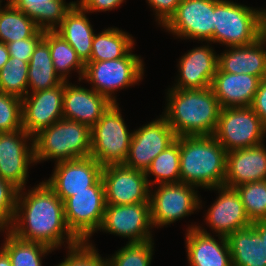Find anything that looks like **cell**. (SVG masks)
Instances as JSON below:
<instances>
[{
  "label": "cell",
  "instance_id": "cell-30",
  "mask_svg": "<svg viewBox=\"0 0 266 266\" xmlns=\"http://www.w3.org/2000/svg\"><path fill=\"white\" fill-rule=\"evenodd\" d=\"M134 37L117 27L95 34L89 61L114 60L124 57L135 46Z\"/></svg>",
  "mask_w": 266,
  "mask_h": 266
},
{
  "label": "cell",
  "instance_id": "cell-41",
  "mask_svg": "<svg viewBox=\"0 0 266 266\" xmlns=\"http://www.w3.org/2000/svg\"><path fill=\"white\" fill-rule=\"evenodd\" d=\"M146 2L155 14V21L162 27L175 13L181 0H146Z\"/></svg>",
  "mask_w": 266,
  "mask_h": 266
},
{
  "label": "cell",
  "instance_id": "cell-45",
  "mask_svg": "<svg viewBox=\"0 0 266 266\" xmlns=\"http://www.w3.org/2000/svg\"><path fill=\"white\" fill-rule=\"evenodd\" d=\"M10 55L5 43L0 41V69L3 68L4 64L9 60Z\"/></svg>",
  "mask_w": 266,
  "mask_h": 266
},
{
  "label": "cell",
  "instance_id": "cell-29",
  "mask_svg": "<svg viewBox=\"0 0 266 266\" xmlns=\"http://www.w3.org/2000/svg\"><path fill=\"white\" fill-rule=\"evenodd\" d=\"M43 39L48 43L50 56L56 73L63 80L68 82L72 71L78 73V81L83 82L82 78L85 71V64L77 56L76 51L70 44L55 30H45Z\"/></svg>",
  "mask_w": 266,
  "mask_h": 266
},
{
  "label": "cell",
  "instance_id": "cell-8",
  "mask_svg": "<svg viewBox=\"0 0 266 266\" xmlns=\"http://www.w3.org/2000/svg\"><path fill=\"white\" fill-rule=\"evenodd\" d=\"M155 187L154 190L150 189L149 196L153 228L167 227L203 208L195 186L180 182L158 184Z\"/></svg>",
  "mask_w": 266,
  "mask_h": 266
},
{
  "label": "cell",
  "instance_id": "cell-43",
  "mask_svg": "<svg viewBox=\"0 0 266 266\" xmlns=\"http://www.w3.org/2000/svg\"><path fill=\"white\" fill-rule=\"evenodd\" d=\"M266 127V77L261 79L258 90L250 106Z\"/></svg>",
  "mask_w": 266,
  "mask_h": 266
},
{
  "label": "cell",
  "instance_id": "cell-10",
  "mask_svg": "<svg viewBox=\"0 0 266 266\" xmlns=\"http://www.w3.org/2000/svg\"><path fill=\"white\" fill-rule=\"evenodd\" d=\"M65 221L71 232L88 242L98 232L105 212V187L102 178L87 191L75 193L64 202Z\"/></svg>",
  "mask_w": 266,
  "mask_h": 266
},
{
  "label": "cell",
  "instance_id": "cell-12",
  "mask_svg": "<svg viewBox=\"0 0 266 266\" xmlns=\"http://www.w3.org/2000/svg\"><path fill=\"white\" fill-rule=\"evenodd\" d=\"M35 164L34 137L24 129L0 133V178L24 189L29 167Z\"/></svg>",
  "mask_w": 266,
  "mask_h": 266
},
{
  "label": "cell",
  "instance_id": "cell-42",
  "mask_svg": "<svg viewBox=\"0 0 266 266\" xmlns=\"http://www.w3.org/2000/svg\"><path fill=\"white\" fill-rule=\"evenodd\" d=\"M126 0H77L76 3L88 14L117 9Z\"/></svg>",
  "mask_w": 266,
  "mask_h": 266
},
{
  "label": "cell",
  "instance_id": "cell-9",
  "mask_svg": "<svg viewBox=\"0 0 266 266\" xmlns=\"http://www.w3.org/2000/svg\"><path fill=\"white\" fill-rule=\"evenodd\" d=\"M213 136L229 152L265 143L266 127L250 106L222 108Z\"/></svg>",
  "mask_w": 266,
  "mask_h": 266
},
{
  "label": "cell",
  "instance_id": "cell-5",
  "mask_svg": "<svg viewBox=\"0 0 266 266\" xmlns=\"http://www.w3.org/2000/svg\"><path fill=\"white\" fill-rule=\"evenodd\" d=\"M265 8L229 0H214L213 44L226 47L250 45L263 36Z\"/></svg>",
  "mask_w": 266,
  "mask_h": 266
},
{
  "label": "cell",
  "instance_id": "cell-25",
  "mask_svg": "<svg viewBox=\"0 0 266 266\" xmlns=\"http://www.w3.org/2000/svg\"><path fill=\"white\" fill-rule=\"evenodd\" d=\"M87 14L75 3L65 14L62 23L55 29L76 51L77 56L84 64L90 60L92 41L96 33Z\"/></svg>",
  "mask_w": 266,
  "mask_h": 266
},
{
  "label": "cell",
  "instance_id": "cell-48",
  "mask_svg": "<svg viewBox=\"0 0 266 266\" xmlns=\"http://www.w3.org/2000/svg\"><path fill=\"white\" fill-rule=\"evenodd\" d=\"M2 1H3V0H0V9L3 7V6H2Z\"/></svg>",
  "mask_w": 266,
  "mask_h": 266
},
{
  "label": "cell",
  "instance_id": "cell-15",
  "mask_svg": "<svg viewBox=\"0 0 266 266\" xmlns=\"http://www.w3.org/2000/svg\"><path fill=\"white\" fill-rule=\"evenodd\" d=\"M106 205L149 203L150 185L145 172L125 166L109 165L102 169Z\"/></svg>",
  "mask_w": 266,
  "mask_h": 266
},
{
  "label": "cell",
  "instance_id": "cell-27",
  "mask_svg": "<svg viewBox=\"0 0 266 266\" xmlns=\"http://www.w3.org/2000/svg\"><path fill=\"white\" fill-rule=\"evenodd\" d=\"M16 9L30 17L42 30H55L76 1L8 0Z\"/></svg>",
  "mask_w": 266,
  "mask_h": 266
},
{
  "label": "cell",
  "instance_id": "cell-44",
  "mask_svg": "<svg viewBox=\"0 0 266 266\" xmlns=\"http://www.w3.org/2000/svg\"><path fill=\"white\" fill-rule=\"evenodd\" d=\"M252 226L260 234L261 239L265 241L266 245V220L252 222Z\"/></svg>",
  "mask_w": 266,
  "mask_h": 266
},
{
  "label": "cell",
  "instance_id": "cell-16",
  "mask_svg": "<svg viewBox=\"0 0 266 266\" xmlns=\"http://www.w3.org/2000/svg\"><path fill=\"white\" fill-rule=\"evenodd\" d=\"M54 171L44 181L64 202L68 197L87 191L102 178L103 167L94 158H80L54 164Z\"/></svg>",
  "mask_w": 266,
  "mask_h": 266
},
{
  "label": "cell",
  "instance_id": "cell-33",
  "mask_svg": "<svg viewBox=\"0 0 266 266\" xmlns=\"http://www.w3.org/2000/svg\"><path fill=\"white\" fill-rule=\"evenodd\" d=\"M145 175L151 188L153 185L181 182L180 137L152 160ZM150 176H153L154 180H151Z\"/></svg>",
  "mask_w": 266,
  "mask_h": 266
},
{
  "label": "cell",
  "instance_id": "cell-7",
  "mask_svg": "<svg viewBox=\"0 0 266 266\" xmlns=\"http://www.w3.org/2000/svg\"><path fill=\"white\" fill-rule=\"evenodd\" d=\"M133 132L128 129L122 117L119 103H113L91 128L90 157L102 167L124 164Z\"/></svg>",
  "mask_w": 266,
  "mask_h": 266
},
{
  "label": "cell",
  "instance_id": "cell-1",
  "mask_svg": "<svg viewBox=\"0 0 266 266\" xmlns=\"http://www.w3.org/2000/svg\"><path fill=\"white\" fill-rule=\"evenodd\" d=\"M26 190H18L9 230L12 234L24 241L44 244L54 251L62 245L68 249L81 242L66 224L63 201L45 181Z\"/></svg>",
  "mask_w": 266,
  "mask_h": 266
},
{
  "label": "cell",
  "instance_id": "cell-20",
  "mask_svg": "<svg viewBox=\"0 0 266 266\" xmlns=\"http://www.w3.org/2000/svg\"><path fill=\"white\" fill-rule=\"evenodd\" d=\"M188 266H232L231 252L225 236L218 239L203 225H188L185 232Z\"/></svg>",
  "mask_w": 266,
  "mask_h": 266
},
{
  "label": "cell",
  "instance_id": "cell-47",
  "mask_svg": "<svg viewBox=\"0 0 266 266\" xmlns=\"http://www.w3.org/2000/svg\"><path fill=\"white\" fill-rule=\"evenodd\" d=\"M263 37L266 39V17L263 22Z\"/></svg>",
  "mask_w": 266,
  "mask_h": 266
},
{
  "label": "cell",
  "instance_id": "cell-17",
  "mask_svg": "<svg viewBox=\"0 0 266 266\" xmlns=\"http://www.w3.org/2000/svg\"><path fill=\"white\" fill-rule=\"evenodd\" d=\"M64 82L22 99V128L32 137L63 118Z\"/></svg>",
  "mask_w": 266,
  "mask_h": 266
},
{
  "label": "cell",
  "instance_id": "cell-4",
  "mask_svg": "<svg viewBox=\"0 0 266 266\" xmlns=\"http://www.w3.org/2000/svg\"><path fill=\"white\" fill-rule=\"evenodd\" d=\"M91 128L77 121L60 119L34 136L35 162L90 157Z\"/></svg>",
  "mask_w": 266,
  "mask_h": 266
},
{
  "label": "cell",
  "instance_id": "cell-18",
  "mask_svg": "<svg viewBox=\"0 0 266 266\" xmlns=\"http://www.w3.org/2000/svg\"><path fill=\"white\" fill-rule=\"evenodd\" d=\"M188 50L177 62L176 83L170 88L201 90L211 87L218 68V55L210 42Z\"/></svg>",
  "mask_w": 266,
  "mask_h": 266
},
{
  "label": "cell",
  "instance_id": "cell-24",
  "mask_svg": "<svg viewBox=\"0 0 266 266\" xmlns=\"http://www.w3.org/2000/svg\"><path fill=\"white\" fill-rule=\"evenodd\" d=\"M218 67L232 74H250L260 79L266 77V39L245 46H232L218 55Z\"/></svg>",
  "mask_w": 266,
  "mask_h": 266
},
{
  "label": "cell",
  "instance_id": "cell-3",
  "mask_svg": "<svg viewBox=\"0 0 266 266\" xmlns=\"http://www.w3.org/2000/svg\"><path fill=\"white\" fill-rule=\"evenodd\" d=\"M227 151L212 136L180 137L181 183L201 189L224 186Z\"/></svg>",
  "mask_w": 266,
  "mask_h": 266
},
{
  "label": "cell",
  "instance_id": "cell-26",
  "mask_svg": "<svg viewBox=\"0 0 266 266\" xmlns=\"http://www.w3.org/2000/svg\"><path fill=\"white\" fill-rule=\"evenodd\" d=\"M232 266H266V245L252 225L227 237Z\"/></svg>",
  "mask_w": 266,
  "mask_h": 266
},
{
  "label": "cell",
  "instance_id": "cell-6",
  "mask_svg": "<svg viewBox=\"0 0 266 266\" xmlns=\"http://www.w3.org/2000/svg\"><path fill=\"white\" fill-rule=\"evenodd\" d=\"M132 50L134 47L122 58L88 61L82 80L91 84L93 90L112 103H117L116 92L132 87L144 78V61Z\"/></svg>",
  "mask_w": 266,
  "mask_h": 266
},
{
  "label": "cell",
  "instance_id": "cell-14",
  "mask_svg": "<svg viewBox=\"0 0 266 266\" xmlns=\"http://www.w3.org/2000/svg\"><path fill=\"white\" fill-rule=\"evenodd\" d=\"M176 138L167 120L160 115L157 119L134 130L124 165L145 172L152 160Z\"/></svg>",
  "mask_w": 266,
  "mask_h": 266
},
{
  "label": "cell",
  "instance_id": "cell-40",
  "mask_svg": "<svg viewBox=\"0 0 266 266\" xmlns=\"http://www.w3.org/2000/svg\"><path fill=\"white\" fill-rule=\"evenodd\" d=\"M44 31L40 29L33 37L6 44L10 57L29 62L37 44L43 39Z\"/></svg>",
  "mask_w": 266,
  "mask_h": 266
},
{
  "label": "cell",
  "instance_id": "cell-2",
  "mask_svg": "<svg viewBox=\"0 0 266 266\" xmlns=\"http://www.w3.org/2000/svg\"><path fill=\"white\" fill-rule=\"evenodd\" d=\"M162 116L177 137L214 135L221 105L211 87L201 90L168 88Z\"/></svg>",
  "mask_w": 266,
  "mask_h": 266
},
{
  "label": "cell",
  "instance_id": "cell-36",
  "mask_svg": "<svg viewBox=\"0 0 266 266\" xmlns=\"http://www.w3.org/2000/svg\"><path fill=\"white\" fill-rule=\"evenodd\" d=\"M251 222L266 220V180L235 187Z\"/></svg>",
  "mask_w": 266,
  "mask_h": 266
},
{
  "label": "cell",
  "instance_id": "cell-19",
  "mask_svg": "<svg viewBox=\"0 0 266 266\" xmlns=\"http://www.w3.org/2000/svg\"><path fill=\"white\" fill-rule=\"evenodd\" d=\"M208 190L218 191V196L203 216L213 234L227 237L238 229L252 225L235 188L220 186Z\"/></svg>",
  "mask_w": 266,
  "mask_h": 266
},
{
  "label": "cell",
  "instance_id": "cell-23",
  "mask_svg": "<svg viewBox=\"0 0 266 266\" xmlns=\"http://www.w3.org/2000/svg\"><path fill=\"white\" fill-rule=\"evenodd\" d=\"M261 79L250 74H232L216 70L211 85L221 108L251 106Z\"/></svg>",
  "mask_w": 266,
  "mask_h": 266
},
{
  "label": "cell",
  "instance_id": "cell-39",
  "mask_svg": "<svg viewBox=\"0 0 266 266\" xmlns=\"http://www.w3.org/2000/svg\"><path fill=\"white\" fill-rule=\"evenodd\" d=\"M18 189L0 178V232L9 231L16 211Z\"/></svg>",
  "mask_w": 266,
  "mask_h": 266
},
{
  "label": "cell",
  "instance_id": "cell-46",
  "mask_svg": "<svg viewBox=\"0 0 266 266\" xmlns=\"http://www.w3.org/2000/svg\"><path fill=\"white\" fill-rule=\"evenodd\" d=\"M0 266H12L7 253L0 247Z\"/></svg>",
  "mask_w": 266,
  "mask_h": 266
},
{
  "label": "cell",
  "instance_id": "cell-32",
  "mask_svg": "<svg viewBox=\"0 0 266 266\" xmlns=\"http://www.w3.org/2000/svg\"><path fill=\"white\" fill-rule=\"evenodd\" d=\"M40 28L8 0L0 9V41L8 44L33 37Z\"/></svg>",
  "mask_w": 266,
  "mask_h": 266
},
{
  "label": "cell",
  "instance_id": "cell-34",
  "mask_svg": "<svg viewBox=\"0 0 266 266\" xmlns=\"http://www.w3.org/2000/svg\"><path fill=\"white\" fill-rule=\"evenodd\" d=\"M29 62L10 57L0 69V92L23 99L28 94Z\"/></svg>",
  "mask_w": 266,
  "mask_h": 266
},
{
  "label": "cell",
  "instance_id": "cell-21",
  "mask_svg": "<svg viewBox=\"0 0 266 266\" xmlns=\"http://www.w3.org/2000/svg\"><path fill=\"white\" fill-rule=\"evenodd\" d=\"M113 103L91 87L64 81L63 118L92 128Z\"/></svg>",
  "mask_w": 266,
  "mask_h": 266
},
{
  "label": "cell",
  "instance_id": "cell-38",
  "mask_svg": "<svg viewBox=\"0 0 266 266\" xmlns=\"http://www.w3.org/2000/svg\"><path fill=\"white\" fill-rule=\"evenodd\" d=\"M22 128V99L0 92V133Z\"/></svg>",
  "mask_w": 266,
  "mask_h": 266
},
{
  "label": "cell",
  "instance_id": "cell-22",
  "mask_svg": "<svg viewBox=\"0 0 266 266\" xmlns=\"http://www.w3.org/2000/svg\"><path fill=\"white\" fill-rule=\"evenodd\" d=\"M266 180V146L264 143L227 152L224 186Z\"/></svg>",
  "mask_w": 266,
  "mask_h": 266
},
{
  "label": "cell",
  "instance_id": "cell-37",
  "mask_svg": "<svg viewBox=\"0 0 266 266\" xmlns=\"http://www.w3.org/2000/svg\"><path fill=\"white\" fill-rule=\"evenodd\" d=\"M55 266H109L107 257H102L92 241H81L67 250V256Z\"/></svg>",
  "mask_w": 266,
  "mask_h": 266
},
{
  "label": "cell",
  "instance_id": "cell-13",
  "mask_svg": "<svg viewBox=\"0 0 266 266\" xmlns=\"http://www.w3.org/2000/svg\"><path fill=\"white\" fill-rule=\"evenodd\" d=\"M150 203L106 205L101 232L127 238L128 243L153 239Z\"/></svg>",
  "mask_w": 266,
  "mask_h": 266
},
{
  "label": "cell",
  "instance_id": "cell-31",
  "mask_svg": "<svg viewBox=\"0 0 266 266\" xmlns=\"http://www.w3.org/2000/svg\"><path fill=\"white\" fill-rule=\"evenodd\" d=\"M4 242L1 248L7 253L12 266H42V259L54 252L44 244L24 241L10 231H4Z\"/></svg>",
  "mask_w": 266,
  "mask_h": 266
},
{
  "label": "cell",
  "instance_id": "cell-11",
  "mask_svg": "<svg viewBox=\"0 0 266 266\" xmlns=\"http://www.w3.org/2000/svg\"><path fill=\"white\" fill-rule=\"evenodd\" d=\"M162 29L176 36V39L178 37L213 44L214 0H181Z\"/></svg>",
  "mask_w": 266,
  "mask_h": 266
},
{
  "label": "cell",
  "instance_id": "cell-28",
  "mask_svg": "<svg viewBox=\"0 0 266 266\" xmlns=\"http://www.w3.org/2000/svg\"><path fill=\"white\" fill-rule=\"evenodd\" d=\"M28 64V94L48 90L64 82L55 71L49 45L44 39L35 47Z\"/></svg>",
  "mask_w": 266,
  "mask_h": 266
},
{
  "label": "cell",
  "instance_id": "cell-35",
  "mask_svg": "<svg viewBox=\"0 0 266 266\" xmlns=\"http://www.w3.org/2000/svg\"><path fill=\"white\" fill-rule=\"evenodd\" d=\"M154 240L126 243L112 256H108L109 266H151Z\"/></svg>",
  "mask_w": 266,
  "mask_h": 266
}]
</instances>
